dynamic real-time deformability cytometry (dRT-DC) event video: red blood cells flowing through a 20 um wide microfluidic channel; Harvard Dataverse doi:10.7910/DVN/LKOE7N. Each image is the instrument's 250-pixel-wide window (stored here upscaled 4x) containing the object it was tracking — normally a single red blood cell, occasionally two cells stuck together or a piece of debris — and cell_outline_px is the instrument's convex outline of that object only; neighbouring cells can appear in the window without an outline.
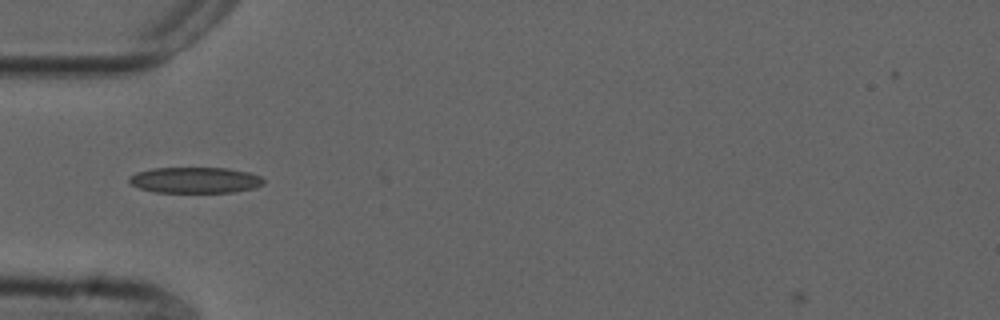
{"species": "common noctule bat (a hibernating species)", "species_latin": "Nyctalus noctula", "temperature_condition": "cold", "stored_images_in_passage": 21, "camera_frame_rate_fps": 3000, "um_per_image_px": 0.085, "animal": {"sex": "male", "forearm_length_mm": 52.5}, "frame": {"image": 1, "passage_image": 1, "time_ms": 0.0, "image_size_px": [1000, 320], "cell_outline_px": [[264, 184], [252, 188], [236, 192], [156, 192], [140, 188], [132, 184], [128, 180], [128, 176], [136, 172], [152, 168], [228, 168], [248, 172], [260, 176], [264, 180]], "centroid_in_image_um": [16.58, 15.3], "position_along_channel_um": 68.4, "area_um2": 20.29}}
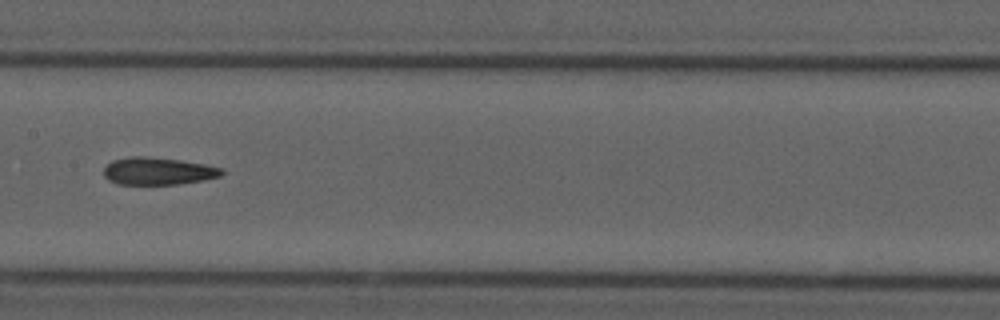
{"frame": {"image": 2, "passage_image": 11, "time_ms": 3.333, "image_size_px": [1000, 320], "cell_outline_px": [[224, 172], [220, 176], [204, 180], [180, 184], [116, 184], [108, 180], [104, 176], [104, 168], [112, 160], [128, 156], [144, 156], [180, 160], [204, 164], [224, 168]], "centroid_in_image_um": [13.43, 14.54], "position_along_channel_um": 194.0, "area_um2": 18.96}}
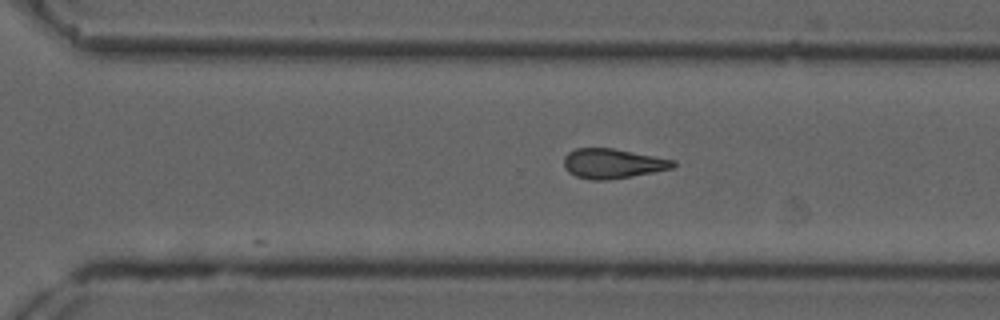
{"frame": {"image": 3, "passage_image": 21, "time_ms": 6.667, "image_size_px": [1000, 320], "cell_outline_px": [[676, 164], [672, 168], [656, 172], [608, 180], [588, 180], [576, 176], [568, 172], [564, 168], [564, 156], [568, 152], [576, 148], [612, 148], [676, 160]], "centroid_in_image_um": [52.06, 13.91], "position_along_channel_um": 318.5, "area_um2": 19.07}}